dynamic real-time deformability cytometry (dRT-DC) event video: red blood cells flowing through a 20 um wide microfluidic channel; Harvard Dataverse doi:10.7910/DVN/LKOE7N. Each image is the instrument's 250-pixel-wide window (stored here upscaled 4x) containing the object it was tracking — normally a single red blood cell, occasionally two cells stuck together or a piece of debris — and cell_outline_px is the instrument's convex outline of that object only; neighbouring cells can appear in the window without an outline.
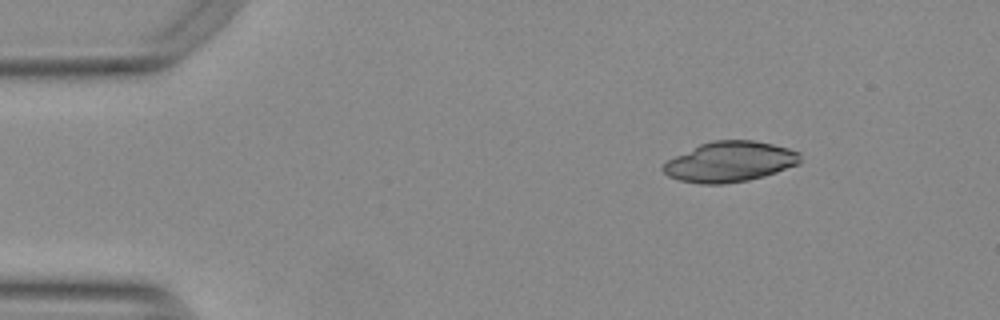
{"species": "Egyptian fruit bat (a non-hibernating species)", "species_latin": "Rousettus aegyptiacus", "temperature_condition": "warm", "stored_images_in_passage": 47, "camera_frame_rate_fps": 3000, "um_per_image_px": 0.085, "animal": {"sex": "female"}, "frame": {"image": 1, "passage_image": 1, "time_ms": 0.0, "image_size_px": [1000, 320], "cell_outline_px": [[800, 164], [764, 176], [748, 180], [724, 184], [700, 184], [680, 180], [668, 176], [660, 168], [668, 160], [700, 144], [712, 140], [752, 140], [772, 144], [788, 148], [800, 152]], "centroid_in_image_um": [62.05, 13.75], "position_along_channel_um": 23.0, "area_um2": 32.14}}
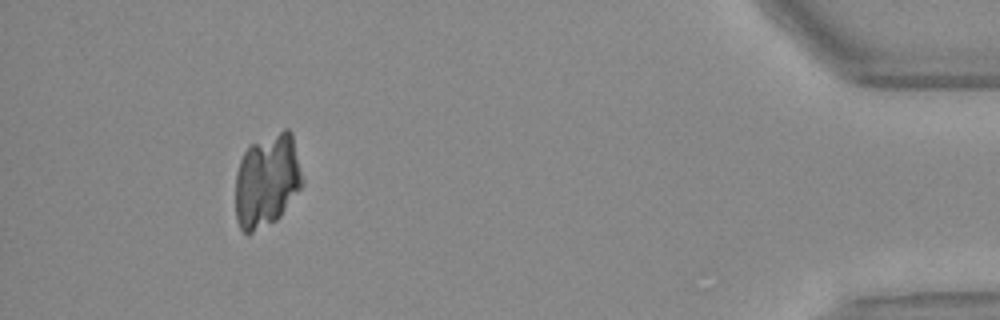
{"frame": {"image": 2, "passage_image": 43, "time_ms": 14.0, "image_size_px": [1000, 320], "cell_outline_px": [[304, 180], [300, 188], [280, 216], [276, 220], [252, 232], [244, 232], [240, 228], [236, 220], [236, 172], [240, 160], [248, 144], [284, 128], [288, 128], [292, 132]], "centroid_in_image_um": [22.69, 15.3], "position_along_channel_um": 412.5, "area_um2": 36.59}}